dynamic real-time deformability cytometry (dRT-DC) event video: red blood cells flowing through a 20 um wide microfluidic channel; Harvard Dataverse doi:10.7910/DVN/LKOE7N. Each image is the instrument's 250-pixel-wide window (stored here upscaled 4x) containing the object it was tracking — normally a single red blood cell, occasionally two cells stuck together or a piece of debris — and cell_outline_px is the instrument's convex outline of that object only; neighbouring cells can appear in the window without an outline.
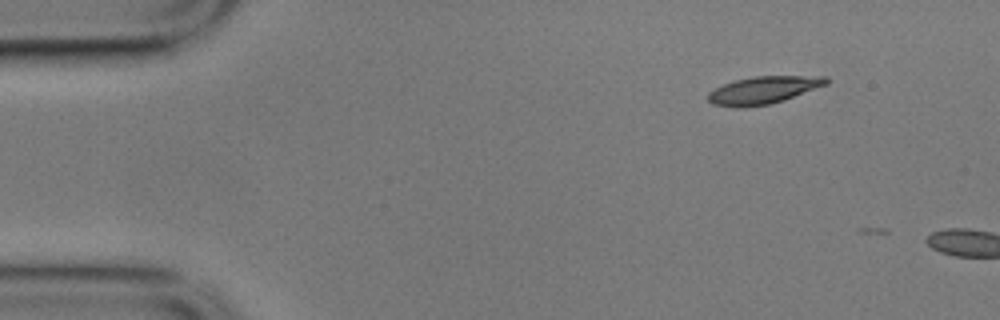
{"species": "common noctule bat (a hibernating species)", "species_latin": "Nyctalus noctula", "temperature_condition": "cold", "stored_images_in_passage": 3, "camera_frame_rate_fps": 3000, "um_per_image_px": 0.085, "animal": {"sex": "male", "body_mass_g": 17.9}, "frame": {"image": 1, "passage_image": 2, "time_ms": 0.333, "image_size_px": [1000, 320], "cell_outline_px": [[828, 84], [784, 100], [768, 104], [740, 108], [736, 108], [712, 104], [708, 100], [708, 92], [724, 84], [736, 80], [756, 76], [828, 76]], "centroid_in_image_um": [64.89, 7.66], "position_along_channel_um": 20.1, "area_um2": 18.84}}